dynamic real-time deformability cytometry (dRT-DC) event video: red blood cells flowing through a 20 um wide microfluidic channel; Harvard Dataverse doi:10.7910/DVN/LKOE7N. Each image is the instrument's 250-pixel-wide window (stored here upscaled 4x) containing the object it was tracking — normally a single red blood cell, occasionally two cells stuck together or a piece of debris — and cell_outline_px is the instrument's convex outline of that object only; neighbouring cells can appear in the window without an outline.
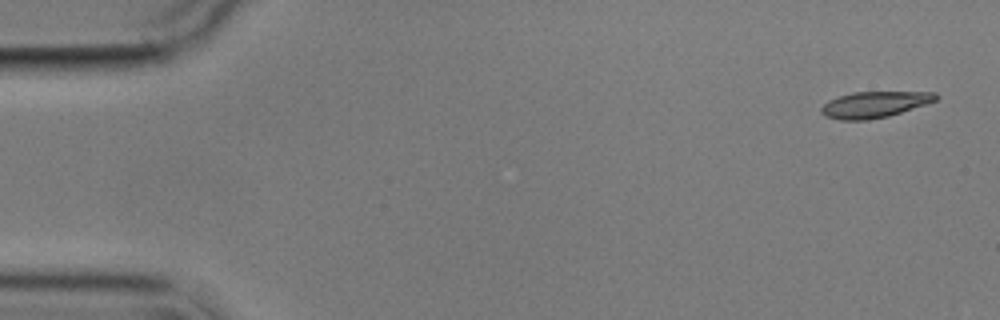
{"species": "common noctule bat (a hibernating species)", "species_latin": "Nyctalus noctula", "temperature_condition": "cold", "stored_images_in_passage": 5, "camera_frame_rate_fps": 3000, "um_per_image_px": 0.085, "animal": {"sex": "male", "body_mass_g": 17.9}, "frame": {"image": 1, "passage_image": 1, "time_ms": 0.0, "image_size_px": [1000, 320], "cell_outline_px": [[940, 96], [936, 100], [888, 116], [868, 120], [840, 120], [824, 116], [820, 112], [820, 108], [828, 100], [852, 92], [936, 92]], "centroid_in_image_um": [74.29, 8.88], "position_along_channel_um": 10.7, "area_um2": 17.34}}
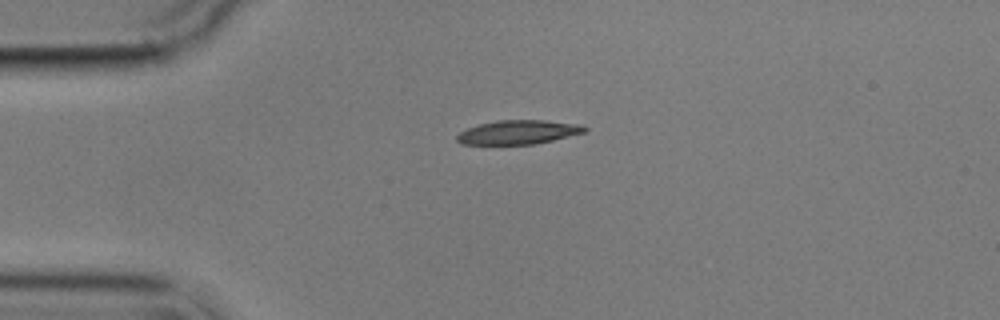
{"frame": {"image": 2, "passage_image": 4, "time_ms": 3.667, "image_size_px": [1000, 320], "cell_outline_px": [[588, 128], [584, 132], [536, 144], [460, 144], [456, 140], [456, 136], [460, 132], [468, 128], [480, 124], [496, 120], [544, 120], [580, 124]], "centroid_in_image_um": [44.03, 11.23], "position_along_channel_um": 41.0, "area_um2": 17.74}}